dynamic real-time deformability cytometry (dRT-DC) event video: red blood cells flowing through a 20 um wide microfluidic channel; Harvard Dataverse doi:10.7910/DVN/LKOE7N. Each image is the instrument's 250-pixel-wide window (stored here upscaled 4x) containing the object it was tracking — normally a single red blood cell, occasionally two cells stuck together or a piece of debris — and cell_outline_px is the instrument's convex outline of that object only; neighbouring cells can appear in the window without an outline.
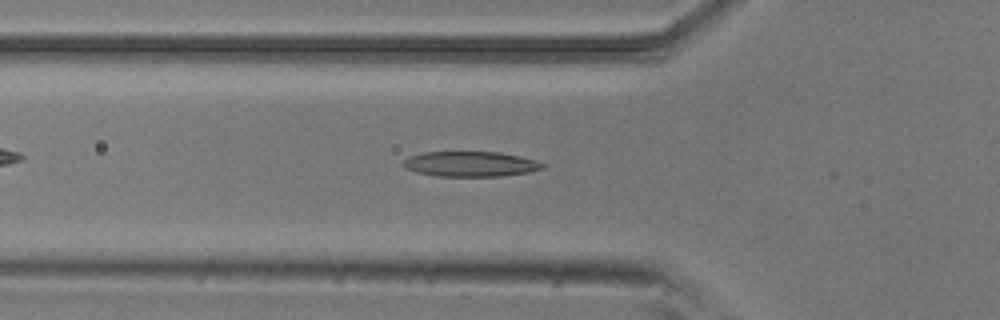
{"species": "common noctule bat (a hibernating species)", "species_latin": "Nyctalus noctula", "temperature_condition": "room temperature", "stored_images_in_passage": 45, "camera_frame_rate_fps": 3000, "um_per_image_px": 0.085, "animal": {"sex": "male", "body_mass_g": 20.5, "forearm_length_mm": 52.5}, "frame": {"image": 1, "passage_image": 11, "time_ms": 3.333, "image_size_px": [1000, 320], "cell_outline_px": [[544, 168], [528, 172], [500, 176], [436, 176], [416, 172], [404, 168], [400, 164], [408, 156], [424, 152], [500, 152], [520, 156], [536, 160], [544, 164]], "centroid_in_image_um": [39.94, 13.94], "position_along_channel_um": 85.9, "area_um2": 20.52}}
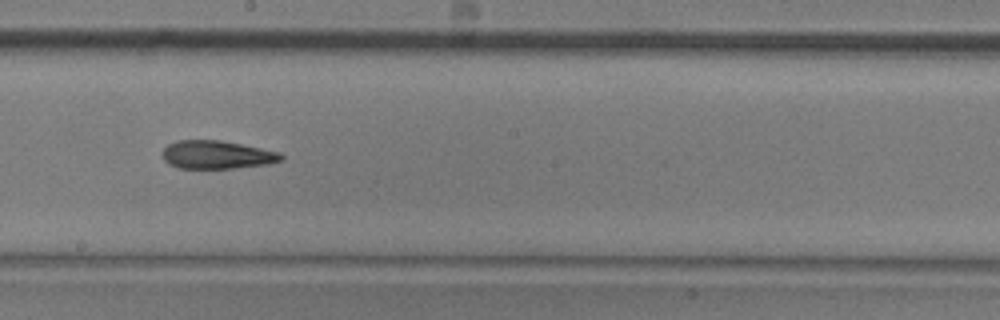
{"frame": {"image": 2, "passage_image": 22, "time_ms": 7.0, "image_size_px": [1000, 320], "cell_outline_px": [[284, 160], [268, 164], [232, 168], [180, 168], [168, 164], [164, 160], [164, 148], [168, 144], [176, 140], [220, 140], [280, 152], [284, 156]], "centroid_in_image_um": [18.45, 13.15], "position_along_channel_um": 229.8, "area_um2": 19.42}}
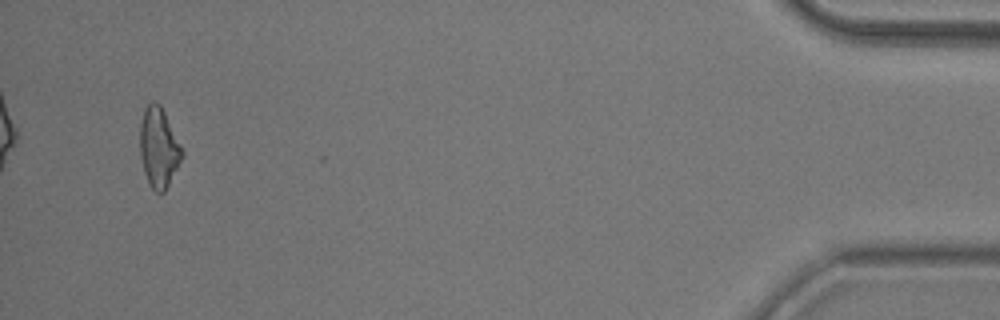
{"frame": {"image": 3, "passage_image": 43, "time_ms": 14.0, "image_size_px": [1000, 320], "cell_outline_px": [[184, 156], [164, 192], [156, 192], [152, 188], [144, 172], [140, 156], [140, 124], [144, 108], [152, 100], [160, 104], [184, 152]], "centroid_in_image_um": [13.49, 12.53], "position_along_channel_um": 421.7, "area_um2": 19.42}, "authors_computed_cell_mechanics": {"area_um2": 20.0566, "velocity_mm_per_s": 3.8964, "shape_relaxation_time_tau1_ms": 5.8795, "shape_relaxation_time_tau2_ms": 6.8025, "deformation_change_tau1": 0.179, "deformation_change_tau2": 0.1771}}